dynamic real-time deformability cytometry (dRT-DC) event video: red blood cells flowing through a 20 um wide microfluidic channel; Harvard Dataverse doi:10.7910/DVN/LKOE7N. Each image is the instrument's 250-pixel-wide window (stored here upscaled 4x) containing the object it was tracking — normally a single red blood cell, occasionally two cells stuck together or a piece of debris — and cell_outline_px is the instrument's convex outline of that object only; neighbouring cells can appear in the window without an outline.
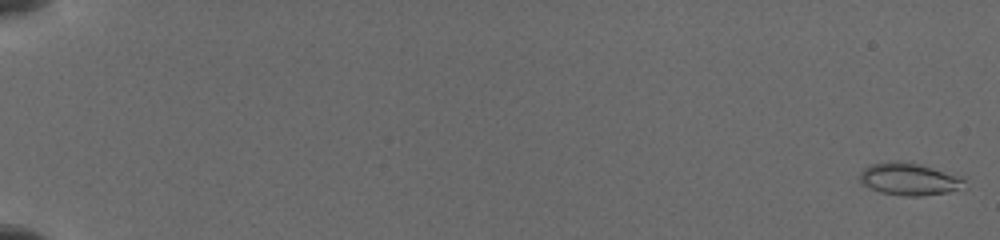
{"species": "common noctule bat (a hibernating species)", "species_latin": "Nyctalus noctula", "temperature_condition": "cold", "stored_images_in_passage": 10, "camera_frame_rate_fps": 3000, "um_per_image_px": 0.085, "animal": {"sex": "female", "body_mass_g": 19.5, "forearm_length_mm": 54.1}, "frame": {"image": 1, "passage_image": 1, "time_ms": 0.0, "image_size_px": [1000, 240], "cell_outline_px": [[968, 188], [948, 192], [920, 196], [904, 196], [880, 192], [864, 184], [860, 180], [860, 172], [864, 168], [872, 164], [896, 160], [920, 164], [968, 176]], "centroid_in_image_um": [77.46, 15.22], "position_along_channel_um": 7.5, "area_um2": 20.35}}
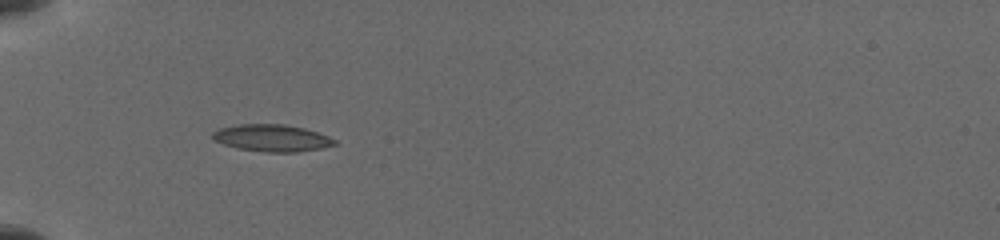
{"frame": {"image": 2, "passage_image": 9, "time_ms": 6.333, "image_size_px": [1000, 240], "cell_outline_px": [[340, 144], [320, 148], [296, 152], [268, 152], [236, 148], [212, 140], [212, 132], [220, 128], [240, 124], [284, 124], [304, 128], [328, 136], [336, 140]], "centroid_in_image_um": [23.11, 11.73], "position_along_channel_um": 61.9, "area_um2": 19.19}}